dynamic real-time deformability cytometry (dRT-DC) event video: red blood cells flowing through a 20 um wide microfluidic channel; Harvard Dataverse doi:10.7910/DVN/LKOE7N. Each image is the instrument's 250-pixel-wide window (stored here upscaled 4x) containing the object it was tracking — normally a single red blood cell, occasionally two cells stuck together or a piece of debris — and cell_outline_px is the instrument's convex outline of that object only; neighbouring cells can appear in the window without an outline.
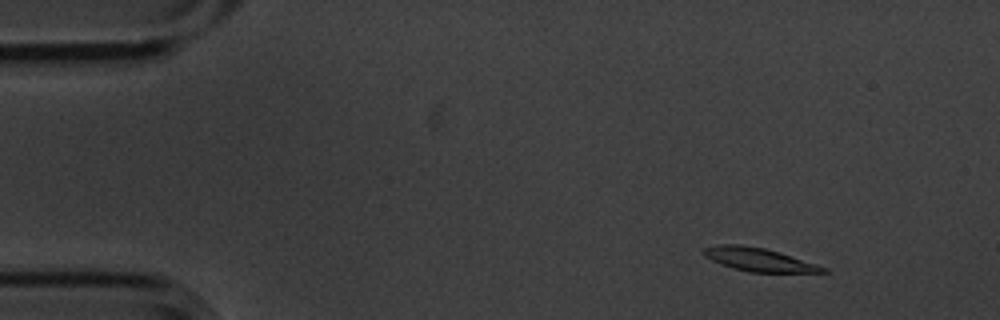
{"species": "common noctule bat (a hibernating species)", "species_latin": "Nyctalus noctula", "temperature_condition": "cold", "stored_images_in_passage": 5, "camera_frame_rate_fps": 3000, "um_per_image_px": 0.085, "animal": {"sex": "male", "body_mass_g": 20.1, "forearm_length_mm": 53.5}, "frame": {"image": 1, "passage_image": 2, "time_ms": 0.333, "image_size_px": [1000, 320], "cell_outline_px": [[828, 272], [748, 272], [732, 268], [712, 260], [704, 256], [704, 248], [720, 244], [740, 244], [764, 248], [780, 252], [828, 268]], "centroid_in_image_um": [64.5, 22.06], "position_along_channel_um": 20.5, "area_um2": 16.07}}
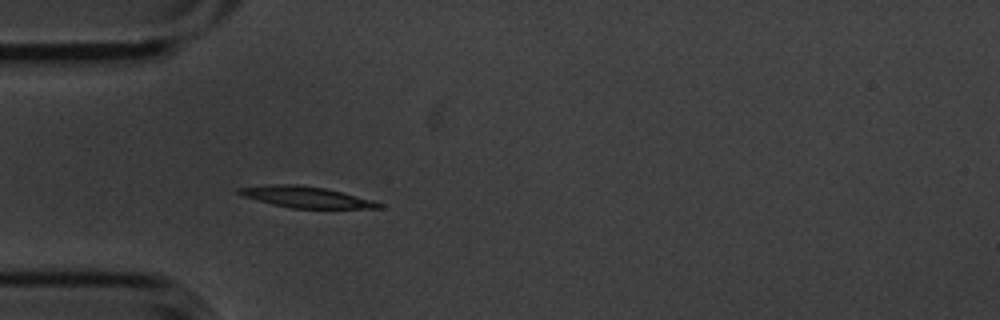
{"frame": {"image": 2, "passage_image": 5, "time_ms": 1.333, "image_size_px": [1000, 320], "cell_outline_px": [[384, 208], [292, 208], [272, 204], [244, 196], [236, 192], [236, 188], [272, 184], [296, 184], [324, 188], [376, 200], [384, 204]], "centroid_in_image_um": [26.06, 16.75], "position_along_channel_um": 58.9, "area_um2": 17.22}}